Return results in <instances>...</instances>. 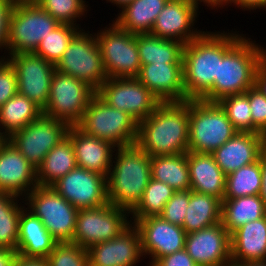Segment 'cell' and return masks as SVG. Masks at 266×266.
I'll return each instance as SVG.
<instances>
[{
	"label": "cell",
	"instance_id": "cell-26",
	"mask_svg": "<svg viewBox=\"0 0 266 266\" xmlns=\"http://www.w3.org/2000/svg\"><path fill=\"white\" fill-rule=\"evenodd\" d=\"M191 191L212 195L221 201L225 194L226 175L212 154L187 152Z\"/></svg>",
	"mask_w": 266,
	"mask_h": 266
},
{
	"label": "cell",
	"instance_id": "cell-54",
	"mask_svg": "<svg viewBox=\"0 0 266 266\" xmlns=\"http://www.w3.org/2000/svg\"><path fill=\"white\" fill-rule=\"evenodd\" d=\"M107 3H112L114 5H116L117 8H119V10H121V8L126 5L127 3H129L132 0H106Z\"/></svg>",
	"mask_w": 266,
	"mask_h": 266
},
{
	"label": "cell",
	"instance_id": "cell-20",
	"mask_svg": "<svg viewBox=\"0 0 266 266\" xmlns=\"http://www.w3.org/2000/svg\"><path fill=\"white\" fill-rule=\"evenodd\" d=\"M87 252L89 266H135L144 258L139 230L134 223L115 238L88 248Z\"/></svg>",
	"mask_w": 266,
	"mask_h": 266
},
{
	"label": "cell",
	"instance_id": "cell-51",
	"mask_svg": "<svg viewBox=\"0 0 266 266\" xmlns=\"http://www.w3.org/2000/svg\"><path fill=\"white\" fill-rule=\"evenodd\" d=\"M261 190L260 197L263 199L266 206V151L261 155Z\"/></svg>",
	"mask_w": 266,
	"mask_h": 266
},
{
	"label": "cell",
	"instance_id": "cell-8",
	"mask_svg": "<svg viewBox=\"0 0 266 266\" xmlns=\"http://www.w3.org/2000/svg\"><path fill=\"white\" fill-rule=\"evenodd\" d=\"M22 203L28 205L26 209L41 220L57 243L72 242L78 209L51 186H36Z\"/></svg>",
	"mask_w": 266,
	"mask_h": 266
},
{
	"label": "cell",
	"instance_id": "cell-25",
	"mask_svg": "<svg viewBox=\"0 0 266 266\" xmlns=\"http://www.w3.org/2000/svg\"><path fill=\"white\" fill-rule=\"evenodd\" d=\"M230 244L232 264L266 261V216L235 230Z\"/></svg>",
	"mask_w": 266,
	"mask_h": 266
},
{
	"label": "cell",
	"instance_id": "cell-41",
	"mask_svg": "<svg viewBox=\"0 0 266 266\" xmlns=\"http://www.w3.org/2000/svg\"><path fill=\"white\" fill-rule=\"evenodd\" d=\"M47 262L48 266H89L88 252L73 242L56 243Z\"/></svg>",
	"mask_w": 266,
	"mask_h": 266
},
{
	"label": "cell",
	"instance_id": "cell-50",
	"mask_svg": "<svg viewBox=\"0 0 266 266\" xmlns=\"http://www.w3.org/2000/svg\"><path fill=\"white\" fill-rule=\"evenodd\" d=\"M190 1L198 10H199V5H201L200 3L202 2L203 4H205V6L207 5V7H210L212 10H214L215 8V11L216 9L218 10V8H224L225 6L227 7V5H229V0H190Z\"/></svg>",
	"mask_w": 266,
	"mask_h": 266
},
{
	"label": "cell",
	"instance_id": "cell-43",
	"mask_svg": "<svg viewBox=\"0 0 266 266\" xmlns=\"http://www.w3.org/2000/svg\"><path fill=\"white\" fill-rule=\"evenodd\" d=\"M249 97L252 133H260L266 136V96L256 87L245 92Z\"/></svg>",
	"mask_w": 266,
	"mask_h": 266
},
{
	"label": "cell",
	"instance_id": "cell-33",
	"mask_svg": "<svg viewBox=\"0 0 266 266\" xmlns=\"http://www.w3.org/2000/svg\"><path fill=\"white\" fill-rule=\"evenodd\" d=\"M140 64L182 63L184 44L151 34H137Z\"/></svg>",
	"mask_w": 266,
	"mask_h": 266
},
{
	"label": "cell",
	"instance_id": "cell-1",
	"mask_svg": "<svg viewBox=\"0 0 266 266\" xmlns=\"http://www.w3.org/2000/svg\"><path fill=\"white\" fill-rule=\"evenodd\" d=\"M204 31L198 38L184 45L183 83L186 100L202 99L218 78L219 61L245 34ZM237 32V33H236Z\"/></svg>",
	"mask_w": 266,
	"mask_h": 266
},
{
	"label": "cell",
	"instance_id": "cell-3",
	"mask_svg": "<svg viewBox=\"0 0 266 266\" xmlns=\"http://www.w3.org/2000/svg\"><path fill=\"white\" fill-rule=\"evenodd\" d=\"M113 156L106 178L108 202L131 212L151 178V157L136 143L116 147Z\"/></svg>",
	"mask_w": 266,
	"mask_h": 266
},
{
	"label": "cell",
	"instance_id": "cell-27",
	"mask_svg": "<svg viewBox=\"0 0 266 266\" xmlns=\"http://www.w3.org/2000/svg\"><path fill=\"white\" fill-rule=\"evenodd\" d=\"M56 243L41 220L25 207L19 219L16 253L24 257L47 258Z\"/></svg>",
	"mask_w": 266,
	"mask_h": 266
},
{
	"label": "cell",
	"instance_id": "cell-30",
	"mask_svg": "<svg viewBox=\"0 0 266 266\" xmlns=\"http://www.w3.org/2000/svg\"><path fill=\"white\" fill-rule=\"evenodd\" d=\"M76 167L74 146L66 136L46 154L36 169L37 183L39 186H51Z\"/></svg>",
	"mask_w": 266,
	"mask_h": 266
},
{
	"label": "cell",
	"instance_id": "cell-21",
	"mask_svg": "<svg viewBox=\"0 0 266 266\" xmlns=\"http://www.w3.org/2000/svg\"><path fill=\"white\" fill-rule=\"evenodd\" d=\"M36 186V168L6 139L0 145V192L23 198Z\"/></svg>",
	"mask_w": 266,
	"mask_h": 266
},
{
	"label": "cell",
	"instance_id": "cell-45",
	"mask_svg": "<svg viewBox=\"0 0 266 266\" xmlns=\"http://www.w3.org/2000/svg\"><path fill=\"white\" fill-rule=\"evenodd\" d=\"M14 5L15 0H0V49H5L4 54H7L9 20Z\"/></svg>",
	"mask_w": 266,
	"mask_h": 266
},
{
	"label": "cell",
	"instance_id": "cell-23",
	"mask_svg": "<svg viewBox=\"0 0 266 266\" xmlns=\"http://www.w3.org/2000/svg\"><path fill=\"white\" fill-rule=\"evenodd\" d=\"M161 102H185L183 63L143 65L136 77Z\"/></svg>",
	"mask_w": 266,
	"mask_h": 266
},
{
	"label": "cell",
	"instance_id": "cell-53",
	"mask_svg": "<svg viewBox=\"0 0 266 266\" xmlns=\"http://www.w3.org/2000/svg\"><path fill=\"white\" fill-rule=\"evenodd\" d=\"M231 266H266V261L246 262L241 264H232Z\"/></svg>",
	"mask_w": 266,
	"mask_h": 266
},
{
	"label": "cell",
	"instance_id": "cell-37",
	"mask_svg": "<svg viewBox=\"0 0 266 266\" xmlns=\"http://www.w3.org/2000/svg\"><path fill=\"white\" fill-rule=\"evenodd\" d=\"M175 192L176 190L168 184L150 178L141 201L130 212V219L159 216L162 213L165 204Z\"/></svg>",
	"mask_w": 266,
	"mask_h": 266
},
{
	"label": "cell",
	"instance_id": "cell-47",
	"mask_svg": "<svg viewBox=\"0 0 266 266\" xmlns=\"http://www.w3.org/2000/svg\"><path fill=\"white\" fill-rule=\"evenodd\" d=\"M255 86L266 96V51L262 55L257 67Z\"/></svg>",
	"mask_w": 266,
	"mask_h": 266
},
{
	"label": "cell",
	"instance_id": "cell-34",
	"mask_svg": "<svg viewBox=\"0 0 266 266\" xmlns=\"http://www.w3.org/2000/svg\"><path fill=\"white\" fill-rule=\"evenodd\" d=\"M151 178L176 191L190 190L187 153L151 157Z\"/></svg>",
	"mask_w": 266,
	"mask_h": 266
},
{
	"label": "cell",
	"instance_id": "cell-55",
	"mask_svg": "<svg viewBox=\"0 0 266 266\" xmlns=\"http://www.w3.org/2000/svg\"><path fill=\"white\" fill-rule=\"evenodd\" d=\"M6 140V138L0 133V145Z\"/></svg>",
	"mask_w": 266,
	"mask_h": 266
},
{
	"label": "cell",
	"instance_id": "cell-48",
	"mask_svg": "<svg viewBox=\"0 0 266 266\" xmlns=\"http://www.w3.org/2000/svg\"><path fill=\"white\" fill-rule=\"evenodd\" d=\"M229 4H234L240 9L246 10H256V9H266V0H229Z\"/></svg>",
	"mask_w": 266,
	"mask_h": 266
},
{
	"label": "cell",
	"instance_id": "cell-42",
	"mask_svg": "<svg viewBox=\"0 0 266 266\" xmlns=\"http://www.w3.org/2000/svg\"><path fill=\"white\" fill-rule=\"evenodd\" d=\"M189 204V190L176 191L174 195L168 200L159 215L165 221L174 225H183L186 217V210Z\"/></svg>",
	"mask_w": 266,
	"mask_h": 266
},
{
	"label": "cell",
	"instance_id": "cell-40",
	"mask_svg": "<svg viewBox=\"0 0 266 266\" xmlns=\"http://www.w3.org/2000/svg\"><path fill=\"white\" fill-rule=\"evenodd\" d=\"M218 103L239 132H252L251 109L246 93L223 97Z\"/></svg>",
	"mask_w": 266,
	"mask_h": 266
},
{
	"label": "cell",
	"instance_id": "cell-2",
	"mask_svg": "<svg viewBox=\"0 0 266 266\" xmlns=\"http://www.w3.org/2000/svg\"><path fill=\"white\" fill-rule=\"evenodd\" d=\"M136 144L150 157L189 151V100L162 102L138 123Z\"/></svg>",
	"mask_w": 266,
	"mask_h": 266
},
{
	"label": "cell",
	"instance_id": "cell-15",
	"mask_svg": "<svg viewBox=\"0 0 266 266\" xmlns=\"http://www.w3.org/2000/svg\"><path fill=\"white\" fill-rule=\"evenodd\" d=\"M0 58H5L14 68L18 93L44 110L48 103L52 76L56 71L55 65L34 52L7 57L2 55Z\"/></svg>",
	"mask_w": 266,
	"mask_h": 266
},
{
	"label": "cell",
	"instance_id": "cell-35",
	"mask_svg": "<svg viewBox=\"0 0 266 266\" xmlns=\"http://www.w3.org/2000/svg\"><path fill=\"white\" fill-rule=\"evenodd\" d=\"M20 200L23 201V198L0 192V248L15 252L18 246L19 219L25 208Z\"/></svg>",
	"mask_w": 266,
	"mask_h": 266
},
{
	"label": "cell",
	"instance_id": "cell-5",
	"mask_svg": "<svg viewBox=\"0 0 266 266\" xmlns=\"http://www.w3.org/2000/svg\"><path fill=\"white\" fill-rule=\"evenodd\" d=\"M237 132L218 102L189 100V151L211 154Z\"/></svg>",
	"mask_w": 266,
	"mask_h": 266
},
{
	"label": "cell",
	"instance_id": "cell-31",
	"mask_svg": "<svg viewBox=\"0 0 266 266\" xmlns=\"http://www.w3.org/2000/svg\"><path fill=\"white\" fill-rule=\"evenodd\" d=\"M222 201L212 195L189 190V204L182 225L187 234L221 222Z\"/></svg>",
	"mask_w": 266,
	"mask_h": 266
},
{
	"label": "cell",
	"instance_id": "cell-11",
	"mask_svg": "<svg viewBox=\"0 0 266 266\" xmlns=\"http://www.w3.org/2000/svg\"><path fill=\"white\" fill-rule=\"evenodd\" d=\"M130 212L109 202L98 207L79 209L72 242L86 250L111 240L131 224Z\"/></svg>",
	"mask_w": 266,
	"mask_h": 266
},
{
	"label": "cell",
	"instance_id": "cell-6",
	"mask_svg": "<svg viewBox=\"0 0 266 266\" xmlns=\"http://www.w3.org/2000/svg\"><path fill=\"white\" fill-rule=\"evenodd\" d=\"M76 126L116 147L132 145L137 140L138 123L125 111L109 106L97 94L91 98Z\"/></svg>",
	"mask_w": 266,
	"mask_h": 266
},
{
	"label": "cell",
	"instance_id": "cell-18",
	"mask_svg": "<svg viewBox=\"0 0 266 266\" xmlns=\"http://www.w3.org/2000/svg\"><path fill=\"white\" fill-rule=\"evenodd\" d=\"M185 249L198 266H231L230 234L222 222L186 234Z\"/></svg>",
	"mask_w": 266,
	"mask_h": 266
},
{
	"label": "cell",
	"instance_id": "cell-4",
	"mask_svg": "<svg viewBox=\"0 0 266 266\" xmlns=\"http://www.w3.org/2000/svg\"><path fill=\"white\" fill-rule=\"evenodd\" d=\"M265 51L256 41L243 35L219 61L218 78L202 100L218 102L254 87L257 67Z\"/></svg>",
	"mask_w": 266,
	"mask_h": 266
},
{
	"label": "cell",
	"instance_id": "cell-39",
	"mask_svg": "<svg viewBox=\"0 0 266 266\" xmlns=\"http://www.w3.org/2000/svg\"><path fill=\"white\" fill-rule=\"evenodd\" d=\"M42 9L47 11L60 24L79 26L77 20H81L88 11V5L84 0H34ZM81 17V18H80Z\"/></svg>",
	"mask_w": 266,
	"mask_h": 266
},
{
	"label": "cell",
	"instance_id": "cell-52",
	"mask_svg": "<svg viewBox=\"0 0 266 266\" xmlns=\"http://www.w3.org/2000/svg\"><path fill=\"white\" fill-rule=\"evenodd\" d=\"M17 253L13 250L0 248V266H11Z\"/></svg>",
	"mask_w": 266,
	"mask_h": 266
},
{
	"label": "cell",
	"instance_id": "cell-46",
	"mask_svg": "<svg viewBox=\"0 0 266 266\" xmlns=\"http://www.w3.org/2000/svg\"><path fill=\"white\" fill-rule=\"evenodd\" d=\"M152 266H198L186 249L159 258Z\"/></svg>",
	"mask_w": 266,
	"mask_h": 266
},
{
	"label": "cell",
	"instance_id": "cell-38",
	"mask_svg": "<svg viewBox=\"0 0 266 266\" xmlns=\"http://www.w3.org/2000/svg\"><path fill=\"white\" fill-rule=\"evenodd\" d=\"M70 24H60L41 40L34 53L56 65L62 58L73 37L83 28Z\"/></svg>",
	"mask_w": 266,
	"mask_h": 266
},
{
	"label": "cell",
	"instance_id": "cell-19",
	"mask_svg": "<svg viewBox=\"0 0 266 266\" xmlns=\"http://www.w3.org/2000/svg\"><path fill=\"white\" fill-rule=\"evenodd\" d=\"M198 12L190 0H168L156 18L150 34L185 45L204 32L195 28Z\"/></svg>",
	"mask_w": 266,
	"mask_h": 266
},
{
	"label": "cell",
	"instance_id": "cell-16",
	"mask_svg": "<svg viewBox=\"0 0 266 266\" xmlns=\"http://www.w3.org/2000/svg\"><path fill=\"white\" fill-rule=\"evenodd\" d=\"M51 187L78 210L108 203L106 177L81 167L72 169Z\"/></svg>",
	"mask_w": 266,
	"mask_h": 266
},
{
	"label": "cell",
	"instance_id": "cell-22",
	"mask_svg": "<svg viewBox=\"0 0 266 266\" xmlns=\"http://www.w3.org/2000/svg\"><path fill=\"white\" fill-rule=\"evenodd\" d=\"M266 151V136L260 133L237 132L211 153L227 176L243 166L258 161Z\"/></svg>",
	"mask_w": 266,
	"mask_h": 266
},
{
	"label": "cell",
	"instance_id": "cell-10",
	"mask_svg": "<svg viewBox=\"0 0 266 266\" xmlns=\"http://www.w3.org/2000/svg\"><path fill=\"white\" fill-rule=\"evenodd\" d=\"M55 68L63 74L84 81L95 91L108 78L95 33L91 34L83 29L70 41Z\"/></svg>",
	"mask_w": 266,
	"mask_h": 266
},
{
	"label": "cell",
	"instance_id": "cell-7",
	"mask_svg": "<svg viewBox=\"0 0 266 266\" xmlns=\"http://www.w3.org/2000/svg\"><path fill=\"white\" fill-rule=\"evenodd\" d=\"M60 23L34 0L15 1L7 39V56L34 52L44 37Z\"/></svg>",
	"mask_w": 266,
	"mask_h": 266
},
{
	"label": "cell",
	"instance_id": "cell-24",
	"mask_svg": "<svg viewBox=\"0 0 266 266\" xmlns=\"http://www.w3.org/2000/svg\"><path fill=\"white\" fill-rule=\"evenodd\" d=\"M67 136L74 146L77 167L107 178L116 146L84 133L76 125H70Z\"/></svg>",
	"mask_w": 266,
	"mask_h": 266
},
{
	"label": "cell",
	"instance_id": "cell-12",
	"mask_svg": "<svg viewBox=\"0 0 266 266\" xmlns=\"http://www.w3.org/2000/svg\"><path fill=\"white\" fill-rule=\"evenodd\" d=\"M96 91L82 80L55 71L43 114L76 125Z\"/></svg>",
	"mask_w": 266,
	"mask_h": 266
},
{
	"label": "cell",
	"instance_id": "cell-29",
	"mask_svg": "<svg viewBox=\"0 0 266 266\" xmlns=\"http://www.w3.org/2000/svg\"><path fill=\"white\" fill-rule=\"evenodd\" d=\"M266 216V206L260 195L223 198L221 222L231 235L244 224Z\"/></svg>",
	"mask_w": 266,
	"mask_h": 266
},
{
	"label": "cell",
	"instance_id": "cell-28",
	"mask_svg": "<svg viewBox=\"0 0 266 266\" xmlns=\"http://www.w3.org/2000/svg\"><path fill=\"white\" fill-rule=\"evenodd\" d=\"M167 2L168 0H132L121 8L113 21L132 34H150Z\"/></svg>",
	"mask_w": 266,
	"mask_h": 266
},
{
	"label": "cell",
	"instance_id": "cell-36",
	"mask_svg": "<svg viewBox=\"0 0 266 266\" xmlns=\"http://www.w3.org/2000/svg\"><path fill=\"white\" fill-rule=\"evenodd\" d=\"M261 178L260 157L258 161L243 166L226 176L225 194L223 198L260 195Z\"/></svg>",
	"mask_w": 266,
	"mask_h": 266
},
{
	"label": "cell",
	"instance_id": "cell-44",
	"mask_svg": "<svg viewBox=\"0 0 266 266\" xmlns=\"http://www.w3.org/2000/svg\"><path fill=\"white\" fill-rule=\"evenodd\" d=\"M17 76L12 65L0 59V107L18 93Z\"/></svg>",
	"mask_w": 266,
	"mask_h": 266
},
{
	"label": "cell",
	"instance_id": "cell-56",
	"mask_svg": "<svg viewBox=\"0 0 266 266\" xmlns=\"http://www.w3.org/2000/svg\"><path fill=\"white\" fill-rule=\"evenodd\" d=\"M15 1H31V0H15Z\"/></svg>",
	"mask_w": 266,
	"mask_h": 266
},
{
	"label": "cell",
	"instance_id": "cell-17",
	"mask_svg": "<svg viewBox=\"0 0 266 266\" xmlns=\"http://www.w3.org/2000/svg\"><path fill=\"white\" fill-rule=\"evenodd\" d=\"M138 228L144 257H151L149 266L159 258L185 248L186 232L181 226L165 221L160 216L130 219Z\"/></svg>",
	"mask_w": 266,
	"mask_h": 266
},
{
	"label": "cell",
	"instance_id": "cell-49",
	"mask_svg": "<svg viewBox=\"0 0 266 266\" xmlns=\"http://www.w3.org/2000/svg\"><path fill=\"white\" fill-rule=\"evenodd\" d=\"M11 266H48L47 258L24 257L16 255Z\"/></svg>",
	"mask_w": 266,
	"mask_h": 266
},
{
	"label": "cell",
	"instance_id": "cell-9",
	"mask_svg": "<svg viewBox=\"0 0 266 266\" xmlns=\"http://www.w3.org/2000/svg\"><path fill=\"white\" fill-rule=\"evenodd\" d=\"M108 78L137 77L141 64L137 35L121 29L112 20L110 26L95 32Z\"/></svg>",
	"mask_w": 266,
	"mask_h": 266
},
{
	"label": "cell",
	"instance_id": "cell-14",
	"mask_svg": "<svg viewBox=\"0 0 266 266\" xmlns=\"http://www.w3.org/2000/svg\"><path fill=\"white\" fill-rule=\"evenodd\" d=\"M69 127L63 120L42 114L7 140L37 169L46 154L67 136Z\"/></svg>",
	"mask_w": 266,
	"mask_h": 266
},
{
	"label": "cell",
	"instance_id": "cell-13",
	"mask_svg": "<svg viewBox=\"0 0 266 266\" xmlns=\"http://www.w3.org/2000/svg\"><path fill=\"white\" fill-rule=\"evenodd\" d=\"M96 94L109 106L125 111L137 123L150 116L162 103L136 77L107 78Z\"/></svg>",
	"mask_w": 266,
	"mask_h": 266
},
{
	"label": "cell",
	"instance_id": "cell-32",
	"mask_svg": "<svg viewBox=\"0 0 266 266\" xmlns=\"http://www.w3.org/2000/svg\"><path fill=\"white\" fill-rule=\"evenodd\" d=\"M42 114L38 105L17 93L0 107V133L7 139Z\"/></svg>",
	"mask_w": 266,
	"mask_h": 266
}]
</instances>
